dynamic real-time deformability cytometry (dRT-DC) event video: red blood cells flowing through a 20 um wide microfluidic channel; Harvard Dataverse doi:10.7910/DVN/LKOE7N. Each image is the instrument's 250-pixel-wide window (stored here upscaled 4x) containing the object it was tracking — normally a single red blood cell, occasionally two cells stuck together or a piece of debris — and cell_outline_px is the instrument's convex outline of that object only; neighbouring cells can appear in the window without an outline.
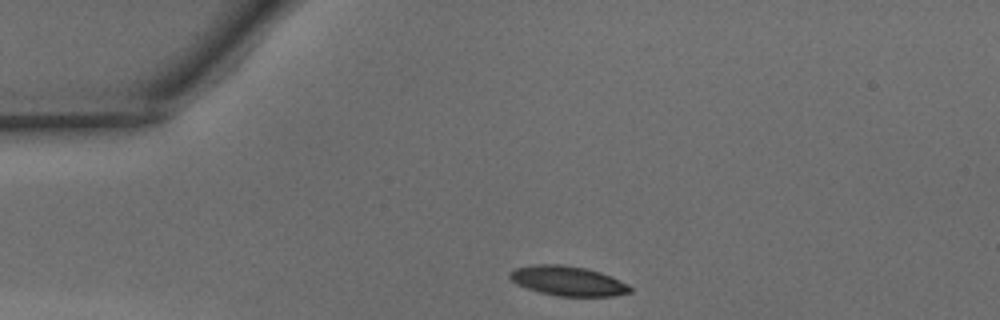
{"species": "common noctule bat (a hibernating species)", "species_latin": "Nyctalus noctula", "temperature_condition": "warm", "stored_images_in_passage": 28, "camera_frame_rate_fps": 3000, "um_per_image_px": 0.085, "animal": {"sex": "male", "body_mass_g": 15.6}, "frame": {"image": 1, "passage_image": 1, "time_ms": 0.0, "image_size_px": [1000, 320], "cell_outline_px": [[632, 292], [612, 296], [556, 296], [540, 292], [516, 284], [508, 276], [508, 272], [516, 268], [532, 264], [560, 264], [584, 268], [600, 272], [628, 284], [632, 288]], "centroid_in_image_um": [48.24, 23.87], "position_along_channel_um": 36.8, "area_um2": 20.75}}
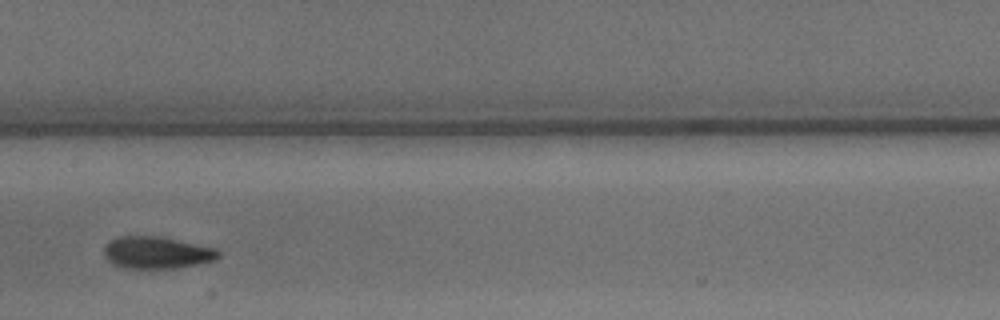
{"frame": {"image": 2, "passage_image": 15, "time_ms": 4.667, "image_size_px": [1000, 320], "cell_outline_px": [[220, 256], [216, 260], [180, 268], [120, 268], [112, 264], [104, 256], [104, 248], [116, 236], [160, 236], [216, 248], [220, 252]], "centroid_in_image_um": [13.34, 21.48], "position_along_channel_um": 194.1, "area_um2": 21.56}}
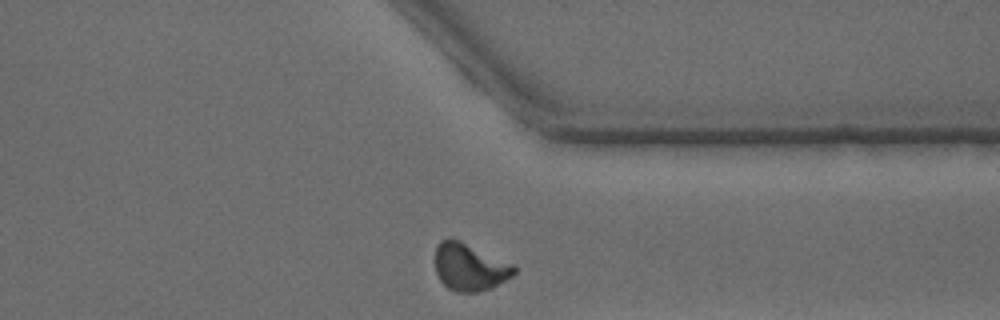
{"frame": {"image": 3, "passage_image": 28, "time_ms": 9.0, "image_size_px": [1000, 320], "cell_outline_px": [[516, 272], [512, 276], [492, 288], [480, 292], [456, 292], [448, 288], [440, 280], [436, 272], [436, 248], [440, 240], [448, 236], [460, 240], [516, 264]], "centroid_in_image_um": [39.95, 22.68], "position_along_channel_um": 371.5, "area_um2": 22.2}, "authors_computed_cell_mechanics": {"area_um2": 21.3571, "velocity_mm_per_s": 4.1283, "shape_relaxation_time_tau1_ms": 2.7064, "shape_relaxation_time_tau2_ms": 1.4741, "deformation_change_tau1": 0.1319, "deformation_change_tau2": 0.0548}}